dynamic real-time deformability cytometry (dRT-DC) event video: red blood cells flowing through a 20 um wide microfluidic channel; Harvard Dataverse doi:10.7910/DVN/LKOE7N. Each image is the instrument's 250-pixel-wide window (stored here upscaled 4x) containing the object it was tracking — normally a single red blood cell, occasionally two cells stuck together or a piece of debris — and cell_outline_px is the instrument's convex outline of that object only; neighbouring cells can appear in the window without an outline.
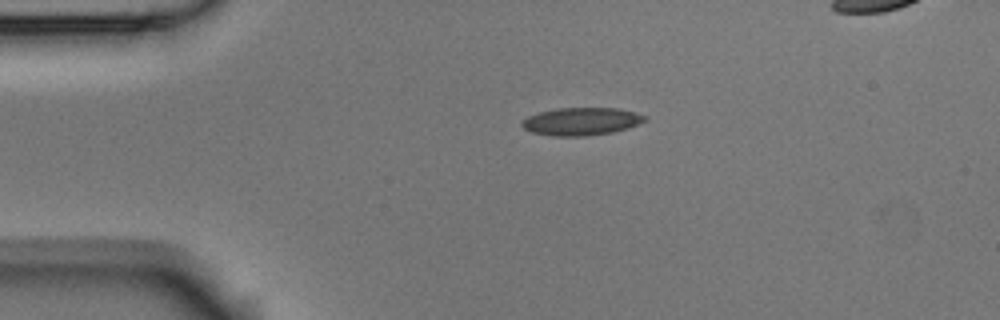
{"species": "Egyptian fruit bat (a non-hibernating species)", "species_latin": "Rousettus aegyptiacus", "temperature_condition": "room temperature", "stored_images_in_passage": 40, "camera_frame_rate_fps": 3000, "um_per_image_px": 0.085, "animal": {"sex": "male"}, "frame": {"image": 1, "passage_image": 1, "time_ms": 0.0, "image_size_px": [1000, 320], "cell_outline_px": [[648, 120], [628, 128], [612, 132], [584, 136], [552, 136], [532, 132], [524, 128], [520, 124], [528, 116], [540, 112], [556, 108], [620, 108], [636, 112], [648, 116]], "centroid_in_image_um": [49.46, 10.31], "position_along_channel_um": 35.5, "area_um2": 19.94}}
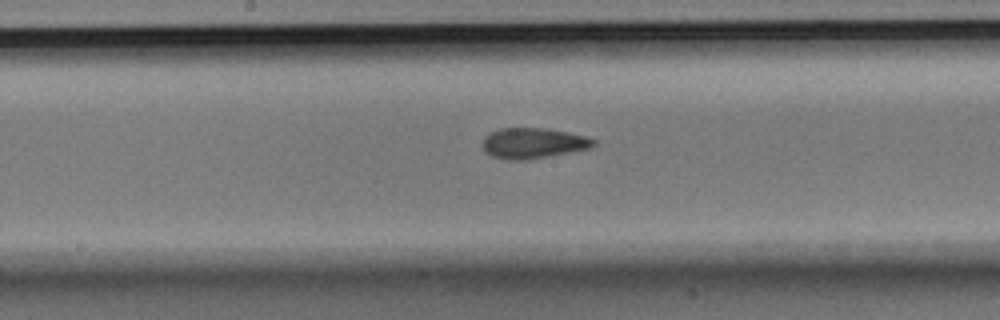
{"frame": {"image": 2, "passage_image": 17, "time_ms": 5.333, "image_size_px": [1000, 320], "cell_outline_px": [[596, 144], [588, 148], [528, 160], [504, 160], [492, 156], [484, 152], [484, 140], [492, 132], [500, 128], [548, 128], [568, 132], [584, 136], [596, 140]], "centroid_in_image_um": [45.31, 12.17], "position_along_channel_um": 202.9, "area_um2": 19.54}}
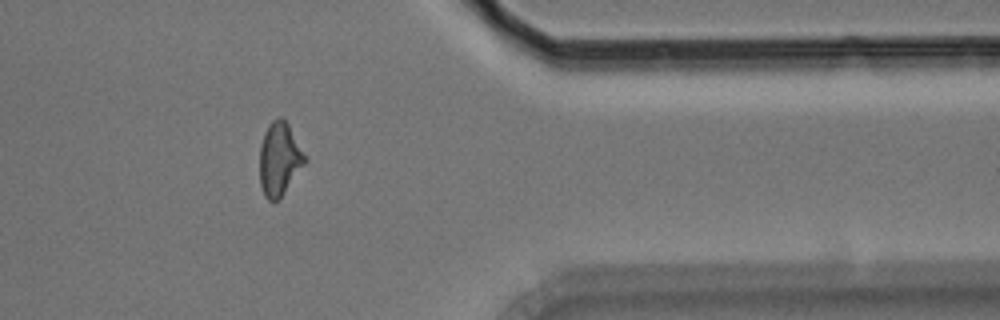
{"frame": {"image": 3, "passage_image": 33, "time_ms": 10.667, "image_size_px": [1000, 320], "cell_outline_px": [[308, 160], [280, 196], [276, 200], [268, 200], [264, 196], [260, 184], [260, 144], [264, 132], [268, 124], [272, 120], [280, 116], [288, 124]], "centroid_in_image_um": [23.73, 13.48], "position_along_channel_um": 387.7, "area_um2": 19.02}}